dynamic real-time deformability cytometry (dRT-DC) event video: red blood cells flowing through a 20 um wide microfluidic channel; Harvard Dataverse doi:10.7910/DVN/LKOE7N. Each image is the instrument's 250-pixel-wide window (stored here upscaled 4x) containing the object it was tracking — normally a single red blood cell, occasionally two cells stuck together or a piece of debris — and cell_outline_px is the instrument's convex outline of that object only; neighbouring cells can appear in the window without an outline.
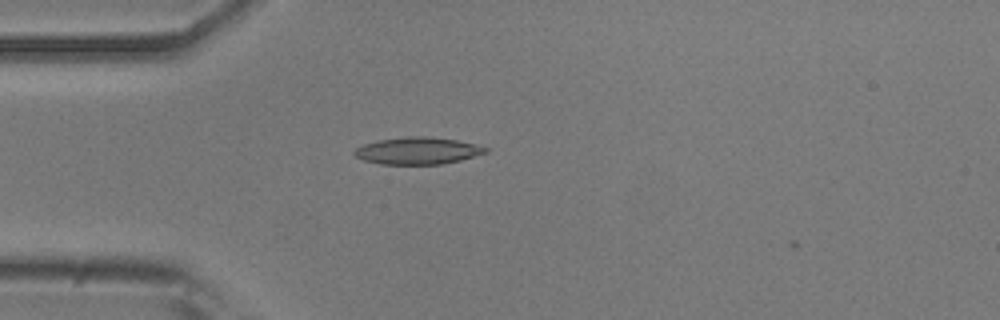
{"species": "common noctule bat (a hibernating species)", "species_latin": "Nyctalus noctula", "temperature_condition": "room temperature", "stored_images_in_passage": 2, "camera_frame_rate_fps": 3000, "um_per_image_px": 0.085, "animal": {"sex": "male", "body_mass_g": 20.5, "forearm_length_mm": 52.5}, "frame": {"image": 1, "passage_image": 1, "time_ms": 0.0, "image_size_px": [1000, 320], "cell_outline_px": [[488, 152], [460, 160], [440, 164], [380, 164], [364, 160], [356, 156], [352, 152], [356, 148], [364, 144], [380, 140], [408, 136], [428, 136], [456, 140], [488, 148]], "centroid_in_image_um": [35.48, 12.81], "position_along_channel_um": 49.5, "area_um2": 20.4}}